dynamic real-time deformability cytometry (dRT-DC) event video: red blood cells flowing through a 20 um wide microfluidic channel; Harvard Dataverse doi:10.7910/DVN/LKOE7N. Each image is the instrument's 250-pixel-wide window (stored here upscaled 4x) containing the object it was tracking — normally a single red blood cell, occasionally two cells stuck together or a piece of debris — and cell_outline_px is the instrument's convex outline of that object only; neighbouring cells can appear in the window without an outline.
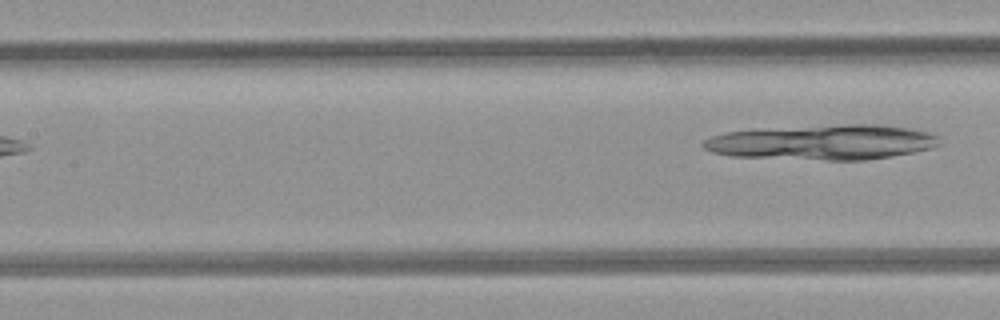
{"species": "common noctule bat (a hibernating species)", "species_latin": "Nyctalus noctula", "temperature_condition": "room temperature", "stored_images_in_passage": 5, "camera_frame_rate_fps": 3000, "um_per_image_px": 0.085, "animal": {"sex": "female", "body_mass_g": 21.9}, "frame": {"image": 1, "passage_image": 5, "time_ms": 4.667, "image_size_px": [1000, 320], "cell_outline_px": [[940, 144], [932, 148], [892, 156], [868, 160], [828, 160], [732, 156], [712, 152], [704, 148], [700, 144], [704, 140], [712, 136], [728, 132], [844, 124], [876, 124], [908, 128], [928, 132], [936, 136]], "centroid_in_image_um": [69.96, 12.1], "position_along_channel_um": 137.4, "area_um2": 47.51}}